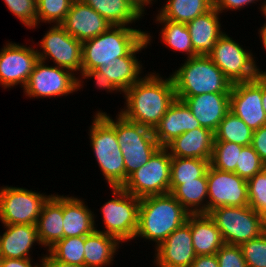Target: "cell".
Instances as JSON below:
<instances>
[{
  "label": "cell",
  "mask_w": 266,
  "mask_h": 267,
  "mask_svg": "<svg viewBox=\"0 0 266 267\" xmlns=\"http://www.w3.org/2000/svg\"><path fill=\"white\" fill-rule=\"evenodd\" d=\"M260 223L262 228V233L266 235V208H264L260 213Z\"/></svg>",
  "instance_id": "obj_51"
},
{
  "label": "cell",
  "mask_w": 266,
  "mask_h": 267,
  "mask_svg": "<svg viewBox=\"0 0 266 267\" xmlns=\"http://www.w3.org/2000/svg\"><path fill=\"white\" fill-rule=\"evenodd\" d=\"M209 166V160L171 156L170 181H196Z\"/></svg>",
  "instance_id": "obj_34"
},
{
  "label": "cell",
  "mask_w": 266,
  "mask_h": 267,
  "mask_svg": "<svg viewBox=\"0 0 266 267\" xmlns=\"http://www.w3.org/2000/svg\"><path fill=\"white\" fill-rule=\"evenodd\" d=\"M189 214L170 192L141 198L134 239L140 237L153 241L157 248L187 221Z\"/></svg>",
  "instance_id": "obj_2"
},
{
  "label": "cell",
  "mask_w": 266,
  "mask_h": 267,
  "mask_svg": "<svg viewBox=\"0 0 266 267\" xmlns=\"http://www.w3.org/2000/svg\"><path fill=\"white\" fill-rule=\"evenodd\" d=\"M208 57L232 84L253 81L263 72L251 50L246 51L226 33L217 40Z\"/></svg>",
  "instance_id": "obj_8"
},
{
  "label": "cell",
  "mask_w": 266,
  "mask_h": 267,
  "mask_svg": "<svg viewBox=\"0 0 266 267\" xmlns=\"http://www.w3.org/2000/svg\"><path fill=\"white\" fill-rule=\"evenodd\" d=\"M208 213L221 206H249L247 181L211 165L207 170Z\"/></svg>",
  "instance_id": "obj_14"
},
{
  "label": "cell",
  "mask_w": 266,
  "mask_h": 267,
  "mask_svg": "<svg viewBox=\"0 0 266 267\" xmlns=\"http://www.w3.org/2000/svg\"><path fill=\"white\" fill-rule=\"evenodd\" d=\"M51 196L23 187H1L0 221L5 225L36 224L44 204Z\"/></svg>",
  "instance_id": "obj_12"
},
{
  "label": "cell",
  "mask_w": 266,
  "mask_h": 267,
  "mask_svg": "<svg viewBox=\"0 0 266 267\" xmlns=\"http://www.w3.org/2000/svg\"><path fill=\"white\" fill-rule=\"evenodd\" d=\"M81 76L84 80L85 79H93L95 80V87H97L99 90L104 89L109 92L115 91V93L118 91L120 92L114 84L104 75V73L98 72L96 69L94 70H87V71H81Z\"/></svg>",
  "instance_id": "obj_43"
},
{
  "label": "cell",
  "mask_w": 266,
  "mask_h": 267,
  "mask_svg": "<svg viewBox=\"0 0 266 267\" xmlns=\"http://www.w3.org/2000/svg\"><path fill=\"white\" fill-rule=\"evenodd\" d=\"M190 267H219L218 259L215 255L196 256Z\"/></svg>",
  "instance_id": "obj_47"
},
{
  "label": "cell",
  "mask_w": 266,
  "mask_h": 267,
  "mask_svg": "<svg viewBox=\"0 0 266 267\" xmlns=\"http://www.w3.org/2000/svg\"><path fill=\"white\" fill-rule=\"evenodd\" d=\"M135 7L144 15L145 7H144V0H129Z\"/></svg>",
  "instance_id": "obj_52"
},
{
  "label": "cell",
  "mask_w": 266,
  "mask_h": 267,
  "mask_svg": "<svg viewBox=\"0 0 266 267\" xmlns=\"http://www.w3.org/2000/svg\"><path fill=\"white\" fill-rule=\"evenodd\" d=\"M125 107L120 110L126 119L151 130L159 124L176 94L171 75L163 79L159 73H151L124 92Z\"/></svg>",
  "instance_id": "obj_1"
},
{
  "label": "cell",
  "mask_w": 266,
  "mask_h": 267,
  "mask_svg": "<svg viewBox=\"0 0 266 267\" xmlns=\"http://www.w3.org/2000/svg\"><path fill=\"white\" fill-rule=\"evenodd\" d=\"M260 0H214V7L220 12H224L225 10H239L240 8H244L245 6L250 5L251 3L258 2ZM224 10V11H223Z\"/></svg>",
  "instance_id": "obj_45"
},
{
  "label": "cell",
  "mask_w": 266,
  "mask_h": 267,
  "mask_svg": "<svg viewBox=\"0 0 266 267\" xmlns=\"http://www.w3.org/2000/svg\"><path fill=\"white\" fill-rule=\"evenodd\" d=\"M5 232L0 235L2 258L27 259L36 243L41 245L36 224H3Z\"/></svg>",
  "instance_id": "obj_24"
},
{
  "label": "cell",
  "mask_w": 266,
  "mask_h": 267,
  "mask_svg": "<svg viewBox=\"0 0 266 267\" xmlns=\"http://www.w3.org/2000/svg\"><path fill=\"white\" fill-rule=\"evenodd\" d=\"M115 131L124 157L127 181L133 172L149 161L160 146L153 130L126 119L120 113L115 118Z\"/></svg>",
  "instance_id": "obj_6"
},
{
  "label": "cell",
  "mask_w": 266,
  "mask_h": 267,
  "mask_svg": "<svg viewBox=\"0 0 266 267\" xmlns=\"http://www.w3.org/2000/svg\"><path fill=\"white\" fill-rule=\"evenodd\" d=\"M111 26H128L144 16L129 0H83Z\"/></svg>",
  "instance_id": "obj_30"
},
{
  "label": "cell",
  "mask_w": 266,
  "mask_h": 267,
  "mask_svg": "<svg viewBox=\"0 0 266 267\" xmlns=\"http://www.w3.org/2000/svg\"><path fill=\"white\" fill-rule=\"evenodd\" d=\"M1 259H2V255H1V249H0V261H1Z\"/></svg>",
  "instance_id": "obj_56"
},
{
  "label": "cell",
  "mask_w": 266,
  "mask_h": 267,
  "mask_svg": "<svg viewBox=\"0 0 266 267\" xmlns=\"http://www.w3.org/2000/svg\"><path fill=\"white\" fill-rule=\"evenodd\" d=\"M243 146L226 141H214L210 165L221 171L235 172Z\"/></svg>",
  "instance_id": "obj_36"
},
{
  "label": "cell",
  "mask_w": 266,
  "mask_h": 267,
  "mask_svg": "<svg viewBox=\"0 0 266 267\" xmlns=\"http://www.w3.org/2000/svg\"><path fill=\"white\" fill-rule=\"evenodd\" d=\"M8 10L27 28H37V0H3Z\"/></svg>",
  "instance_id": "obj_39"
},
{
  "label": "cell",
  "mask_w": 266,
  "mask_h": 267,
  "mask_svg": "<svg viewBox=\"0 0 266 267\" xmlns=\"http://www.w3.org/2000/svg\"><path fill=\"white\" fill-rule=\"evenodd\" d=\"M155 256L153 265L157 267H190L196 258L191 236V214L182 226L155 248Z\"/></svg>",
  "instance_id": "obj_17"
},
{
  "label": "cell",
  "mask_w": 266,
  "mask_h": 267,
  "mask_svg": "<svg viewBox=\"0 0 266 267\" xmlns=\"http://www.w3.org/2000/svg\"><path fill=\"white\" fill-rule=\"evenodd\" d=\"M42 257V267H86L84 264H68L55 259L48 251Z\"/></svg>",
  "instance_id": "obj_48"
},
{
  "label": "cell",
  "mask_w": 266,
  "mask_h": 267,
  "mask_svg": "<svg viewBox=\"0 0 266 267\" xmlns=\"http://www.w3.org/2000/svg\"><path fill=\"white\" fill-rule=\"evenodd\" d=\"M247 267H266V235L240 245Z\"/></svg>",
  "instance_id": "obj_41"
},
{
  "label": "cell",
  "mask_w": 266,
  "mask_h": 267,
  "mask_svg": "<svg viewBox=\"0 0 266 267\" xmlns=\"http://www.w3.org/2000/svg\"><path fill=\"white\" fill-rule=\"evenodd\" d=\"M93 118L89 139L100 171L110 188L122 187L126 182V169L116 137L115 119L99 110Z\"/></svg>",
  "instance_id": "obj_3"
},
{
  "label": "cell",
  "mask_w": 266,
  "mask_h": 267,
  "mask_svg": "<svg viewBox=\"0 0 266 267\" xmlns=\"http://www.w3.org/2000/svg\"><path fill=\"white\" fill-rule=\"evenodd\" d=\"M220 12L213 7L186 23L191 37L193 50L197 55L208 56L217 40L225 33L221 31Z\"/></svg>",
  "instance_id": "obj_23"
},
{
  "label": "cell",
  "mask_w": 266,
  "mask_h": 267,
  "mask_svg": "<svg viewBox=\"0 0 266 267\" xmlns=\"http://www.w3.org/2000/svg\"><path fill=\"white\" fill-rule=\"evenodd\" d=\"M150 35L147 31L146 37L127 56L118 57L109 65H102L96 69L98 72L104 73L120 91V94L143 78L140 75L143 72V67L136 54L151 43L153 36Z\"/></svg>",
  "instance_id": "obj_18"
},
{
  "label": "cell",
  "mask_w": 266,
  "mask_h": 267,
  "mask_svg": "<svg viewBox=\"0 0 266 267\" xmlns=\"http://www.w3.org/2000/svg\"><path fill=\"white\" fill-rule=\"evenodd\" d=\"M114 198L101 207L103 224L107 235L115 237L122 245L132 240L138 228L140 199L126 192L122 187H114Z\"/></svg>",
  "instance_id": "obj_7"
},
{
  "label": "cell",
  "mask_w": 266,
  "mask_h": 267,
  "mask_svg": "<svg viewBox=\"0 0 266 267\" xmlns=\"http://www.w3.org/2000/svg\"><path fill=\"white\" fill-rule=\"evenodd\" d=\"M155 21L163 25L160 31L163 44L175 52L180 51L186 54V59L198 56L193 50L189 30L185 23H176L165 19H155Z\"/></svg>",
  "instance_id": "obj_32"
},
{
  "label": "cell",
  "mask_w": 266,
  "mask_h": 267,
  "mask_svg": "<svg viewBox=\"0 0 266 267\" xmlns=\"http://www.w3.org/2000/svg\"><path fill=\"white\" fill-rule=\"evenodd\" d=\"M259 37H260V40H261V43L266 51V21L264 22L263 24V27L261 26L259 28Z\"/></svg>",
  "instance_id": "obj_50"
},
{
  "label": "cell",
  "mask_w": 266,
  "mask_h": 267,
  "mask_svg": "<svg viewBox=\"0 0 266 267\" xmlns=\"http://www.w3.org/2000/svg\"><path fill=\"white\" fill-rule=\"evenodd\" d=\"M249 206L257 213L266 208V167L247 181Z\"/></svg>",
  "instance_id": "obj_40"
},
{
  "label": "cell",
  "mask_w": 266,
  "mask_h": 267,
  "mask_svg": "<svg viewBox=\"0 0 266 267\" xmlns=\"http://www.w3.org/2000/svg\"><path fill=\"white\" fill-rule=\"evenodd\" d=\"M63 195L52 194L36 222L41 247L47 250L63 239ZM48 247V248H47Z\"/></svg>",
  "instance_id": "obj_26"
},
{
  "label": "cell",
  "mask_w": 266,
  "mask_h": 267,
  "mask_svg": "<svg viewBox=\"0 0 266 267\" xmlns=\"http://www.w3.org/2000/svg\"><path fill=\"white\" fill-rule=\"evenodd\" d=\"M45 64L47 63L40 59L36 62L23 88L24 94L29 98L67 96L83 87L84 81L75 76L78 74L63 67Z\"/></svg>",
  "instance_id": "obj_11"
},
{
  "label": "cell",
  "mask_w": 266,
  "mask_h": 267,
  "mask_svg": "<svg viewBox=\"0 0 266 267\" xmlns=\"http://www.w3.org/2000/svg\"><path fill=\"white\" fill-rule=\"evenodd\" d=\"M201 124L188 106L181 100L175 99L164 114L153 134L160 147H166L181 134L199 128Z\"/></svg>",
  "instance_id": "obj_21"
},
{
  "label": "cell",
  "mask_w": 266,
  "mask_h": 267,
  "mask_svg": "<svg viewBox=\"0 0 266 267\" xmlns=\"http://www.w3.org/2000/svg\"><path fill=\"white\" fill-rule=\"evenodd\" d=\"M192 111L201 127L216 132L221 120L230 111V93H208L192 97H176Z\"/></svg>",
  "instance_id": "obj_20"
},
{
  "label": "cell",
  "mask_w": 266,
  "mask_h": 267,
  "mask_svg": "<svg viewBox=\"0 0 266 267\" xmlns=\"http://www.w3.org/2000/svg\"><path fill=\"white\" fill-rule=\"evenodd\" d=\"M38 53L33 47L9 42L0 50V84L6 88H24L33 72Z\"/></svg>",
  "instance_id": "obj_15"
},
{
  "label": "cell",
  "mask_w": 266,
  "mask_h": 267,
  "mask_svg": "<svg viewBox=\"0 0 266 267\" xmlns=\"http://www.w3.org/2000/svg\"><path fill=\"white\" fill-rule=\"evenodd\" d=\"M214 135V141L234 142L241 146H249L252 142L253 130L237 115L229 111L221 120Z\"/></svg>",
  "instance_id": "obj_33"
},
{
  "label": "cell",
  "mask_w": 266,
  "mask_h": 267,
  "mask_svg": "<svg viewBox=\"0 0 266 267\" xmlns=\"http://www.w3.org/2000/svg\"><path fill=\"white\" fill-rule=\"evenodd\" d=\"M48 252L68 264H84V236L67 237L57 241Z\"/></svg>",
  "instance_id": "obj_35"
},
{
  "label": "cell",
  "mask_w": 266,
  "mask_h": 267,
  "mask_svg": "<svg viewBox=\"0 0 266 267\" xmlns=\"http://www.w3.org/2000/svg\"><path fill=\"white\" fill-rule=\"evenodd\" d=\"M236 164L237 166L234 173L246 181L266 167L251 145L242 147Z\"/></svg>",
  "instance_id": "obj_38"
},
{
  "label": "cell",
  "mask_w": 266,
  "mask_h": 267,
  "mask_svg": "<svg viewBox=\"0 0 266 267\" xmlns=\"http://www.w3.org/2000/svg\"><path fill=\"white\" fill-rule=\"evenodd\" d=\"M251 146L258 153L261 161L266 165V125L253 131Z\"/></svg>",
  "instance_id": "obj_44"
},
{
  "label": "cell",
  "mask_w": 266,
  "mask_h": 267,
  "mask_svg": "<svg viewBox=\"0 0 266 267\" xmlns=\"http://www.w3.org/2000/svg\"><path fill=\"white\" fill-rule=\"evenodd\" d=\"M176 97H192L208 93H230L232 83L208 56L185 59L182 66L170 74Z\"/></svg>",
  "instance_id": "obj_4"
},
{
  "label": "cell",
  "mask_w": 266,
  "mask_h": 267,
  "mask_svg": "<svg viewBox=\"0 0 266 267\" xmlns=\"http://www.w3.org/2000/svg\"><path fill=\"white\" fill-rule=\"evenodd\" d=\"M169 192L190 214H208L207 172L196 181H170Z\"/></svg>",
  "instance_id": "obj_28"
},
{
  "label": "cell",
  "mask_w": 266,
  "mask_h": 267,
  "mask_svg": "<svg viewBox=\"0 0 266 267\" xmlns=\"http://www.w3.org/2000/svg\"><path fill=\"white\" fill-rule=\"evenodd\" d=\"M214 139V132L207 128L199 127L181 134L171 141L166 148L171 156L210 161Z\"/></svg>",
  "instance_id": "obj_22"
},
{
  "label": "cell",
  "mask_w": 266,
  "mask_h": 267,
  "mask_svg": "<svg viewBox=\"0 0 266 267\" xmlns=\"http://www.w3.org/2000/svg\"><path fill=\"white\" fill-rule=\"evenodd\" d=\"M121 243L113 236L95 230L84 236V265L86 267H106L115 258Z\"/></svg>",
  "instance_id": "obj_29"
},
{
  "label": "cell",
  "mask_w": 266,
  "mask_h": 267,
  "mask_svg": "<svg viewBox=\"0 0 266 267\" xmlns=\"http://www.w3.org/2000/svg\"><path fill=\"white\" fill-rule=\"evenodd\" d=\"M191 236L196 256L215 255L225 244L220 230L206 213L191 214Z\"/></svg>",
  "instance_id": "obj_27"
},
{
  "label": "cell",
  "mask_w": 266,
  "mask_h": 267,
  "mask_svg": "<svg viewBox=\"0 0 266 267\" xmlns=\"http://www.w3.org/2000/svg\"><path fill=\"white\" fill-rule=\"evenodd\" d=\"M260 11L263 14V16L266 18V1H264V3H262Z\"/></svg>",
  "instance_id": "obj_53"
},
{
  "label": "cell",
  "mask_w": 266,
  "mask_h": 267,
  "mask_svg": "<svg viewBox=\"0 0 266 267\" xmlns=\"http://www.w3.org/2000/svg\"><path fill=\"white\" fill-rule=\"evenodd\" d=\"M216 257L219 267H247L240 245L224 244Z\"/></svg>",
  "instance_id": "obj_42"
},
{
  "label": "cell",
  "mask_w": 266,
  "mask_h": 267,
  "mask_svg": "<svg viewBox=\"0 0 266 267\" xmlns=\"http://www.w3.org/2000/svg\"><path fill=\"white\" fill-rule=\"evenodd\" d=\"M146 31L129 26H111L100 35L82 42V71L109 65L127 56L144 38Z\"/></svg>",
  "instance_id": "obj_5"
},
{
  "label": "cell",
  "mask_w": 266,
  "mask_h": 267,
  "mask_svg": "<svg viewBox=\"0 0 266 267\" xmlns=\"http://www.w3.org/2000/svg\"><path fill=\"white\" fill-rule=\"evenodd\" d=\"M171 155L166 147H159L149 161L133 172L122 186L139 199L169 193Z\"/></svg>",
  "instance_id": "obj_9"
},
{
  "label": "cell",
  "mask_w": 266,
  "mask_h": 267,
  "mask_svg": "<svg viewBox=\"0 0 266 267\" xmlns=\"http://www.w3.org/2000/svg\"><path fill=\"white\" fill-rule=\"evenodd\" d=\"M230 111L253 131L266 125V113L262 105V73L253 81L232 84Z\"/></svg>",
  "instance_id": "obj_16"
},
{
  "label": "cell",
  "mask_w": 266,
  "mask_h": 267,
  "mask_svg": "<svg viewBox=\"0 0 266 267\" xmlns=\"http://www.w3.org/2000/svg\"><path fill=\"white\" fill-rule=\"evenodd\" d=\"M40 49H36L42 61L50 58L58 67L66 68L73 73L82 71V42L75 39L60 25H53L38 42ZM42 51V52H41Z\"/></svg>",
  "instance_id": "obj_13"
},
{
  "label": "cell",
  "mask_w": 266,
  "mask_h": 267,
  "mask_svg": "<svg viewBox=\"0 0 266 267\" xmlns=\"http://www.w3.org/2000/svg\"><path fill=\"white\" fill-rule=\"evenodd\" d=\"M60 25L81 42L94 38L111 27L98 12L83 1L72 2L65 20Z\"/></svg>",
  "instance_id": "obj_19"
},
{
  "label": "cell",
  "mask_w": 266,
  "mask_h": 267,
  "mask_svg": "<svg viewBox=\"0 0 266 267\" xmlns=\"http://www.w3.org/2000/svg\"><path fill=\"white\" fill-rule=\"evenodd\" d=\"M73 2H79V1H83V0H72Z\"/></svg>",
  "instance_id": "obj_55"
},
{
  "label": "cell",
  "mask_w": 266,
  "mask_h": 267,
  "mask_svg": "<svg viewBox=\"0 0 266 267\" xmlns=\"http://www.w3.org/2000/svg\"><path fill=\"white\" fill-rule=\"evenodd\" d=\"M262 105L266 113V71L262 72Z\"/></svg>",
  "instance_id": "obj_49"
},
{
  "label": "cell",
  "mask_w": 266,
  "mask_h": 267,
  "mask_svg": "<svg viewBox=\"0 0 266 267\" xmlns=\"http://www.w3.org/2000/svg\"><path fill=\"white\" fill-rule=\"evenodd\" d=\"M72 0H37V26L41 23L61 24L68 14Z\"/></svg>",
  "instance_id": "obj_37"
},
{
  "label": "cell",
  "mask_w": 266,
  "mask_h": 267,
  "mask_svg": "<svg viewBox=\"0 0 266 267\" xmlns=\"http://www.w3.org/2000/svg\"><path fill=\"white\" fill-rule=\"evenodd\" d=\"M213 7L214 0H167L155 18L186 24Z\"/></svg>",
  "instance_id": "obj_31"
},
{
  "label": "cell",
  "mask_w": 266,
  "mask_h": 267,
  "mask_svg": "<svg viewBox=\"0 0 266 267\" xmlns=\"http://www.w3.org/2000/svg\"><path fill=\"white\" fill-rule=\"evenodd\" d=\"M208 215L220 230L225 244L241 245L260 237V215L250 206H221Z\"/></svg>",
  "instance_id": "obj_10"
},
{
  "label": "cell",
  "mask_w": 266,
  "mask_h": 267,
  "mask_svg": "<svg viewBox=\"0 0 266 267\" xmlns=\"http://www.w3.org/2000/svg\"><path fill=\"white\" fill-rule=\"evenodd\" d=\"M153 1L155 2V0H144V6L151 5Z\"/></svg>",
  "instance_id": "obj_54"
},
{
  "label": "cell",
  "mask_w": 266,
  "mask_h": 267,
  "mask_svg": "<svg viewBox=\"0 0 266 267\" xmlns=\"http://www.w3.org/2000/svg\"><path fill=\"white\" fill-rule=\"evenodd\" d=\"M31 258L27 259H15V258H2L0 261V267H42V257L40 263H34L32 265Z\"/></svg>",
  "instance_id": "obj_46"
},
{
  "label": "cell",
  "mask_w": 266,
  "mask_h": 267,
  "mask_svg": "<svg viewBox=\"0 0 266 267\" xmlns=\"http://www.w3.org/2000/svg\"><path fill=\"white\" fill-rule=\"evenodd\" d=\"M81 198L63 195V238L91 234L95 230V214Z\"/></svg>",
  "instance_id": "obj_25"
}]
</instances>
